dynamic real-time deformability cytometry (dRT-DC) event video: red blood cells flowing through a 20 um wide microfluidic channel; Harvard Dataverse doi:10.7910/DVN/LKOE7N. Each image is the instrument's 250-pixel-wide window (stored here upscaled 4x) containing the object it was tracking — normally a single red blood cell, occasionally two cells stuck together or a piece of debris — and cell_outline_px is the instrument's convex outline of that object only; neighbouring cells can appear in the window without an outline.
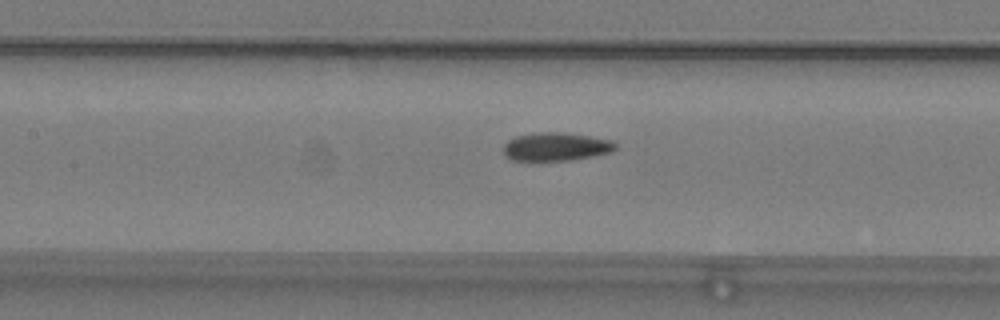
{"species": "common noctule bat (a hibernating species)", "species_latin": "Nyctalus noctula", "temperature_condition": "warm", "stored_images_in_passage": 44, "camera_frame_rate_fps": 3000, "um_per_image_px": 0.085, "animal": {"sex": "male", "body_mass_g": 19.2, "forearm_length_mm": 51.8}, "frame": {"image": 1, "passage_image": 15, "time_ms": 4.667, "image_size_px": [1000, 320], "cell_outline_px": [[616, 148], [612, 152], [572, 160], [512, 160], [504, 156], [504, 144], [508, 140], [516, 136], [540, 132], [560, 132], [588, 136], [612, 140], [616, 144]], "centroid_in_image_um": [47.25, 12.47], "position_along_channel_um": 160.1, "area_um2": 18.38}}
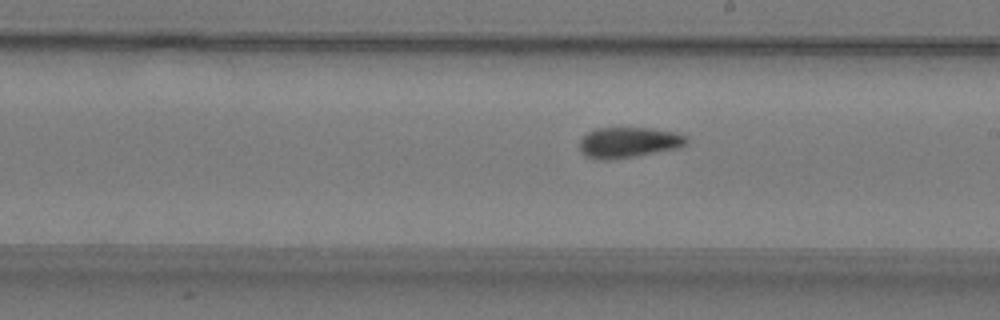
{"frame": {"image": 2, "passage_image": 21, "time_ms": 6.667, "image_size_px": [1000, 320], "cell_outline_px": [[688, 144], [680, 148], [608, 160], [600, 160], [584, 156], [580, 152], [580, 140], [588, 132], [596, 128], [648, 128], [680, 132], [688, 136]], "centroid_in_image_um": [53.47, 12.1], "position_along_channel_um": 235.5, "area_um2": 19.25}}
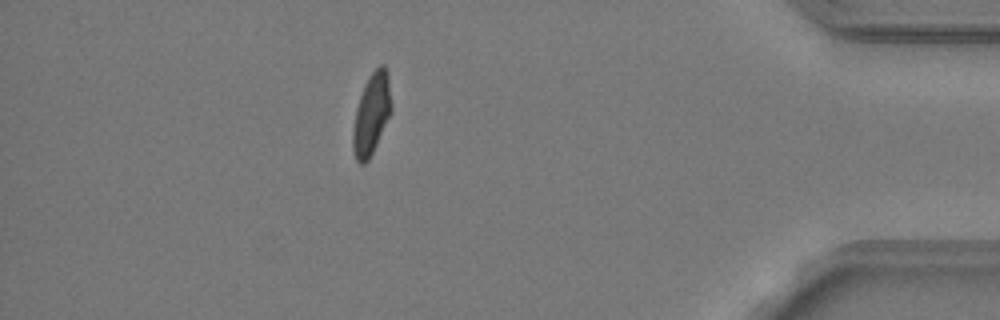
{"frame": {"image": 3, "passage_image": 38, "time_ms": 12.333, "image_size_px": [1000, 320], "cell_outline_px": [[392, 112], [368, 160], [364, 164], [360, 164], [356, 160], [352, 148], [352, 132], [356, 108], [364, 84], [368, 76], [380, 64], [384, 64], [388, 72], [392, 104]], "centroid_in_image_um": [31.58, 9.66], "position_along_channel_um": 403.6, "area_um2": 18.38}, "authors_computed_cell_mechanics": {"area_um2": 18.5538, "velocity_mm_per_s": 3.7811, "shape_relaxation_time_tau1_ms": null, "shape_relaxation_time_tau2_ms": 2.2775, "deformation_change_tau1": null, "deformation_change_tau2": 0.0747}}